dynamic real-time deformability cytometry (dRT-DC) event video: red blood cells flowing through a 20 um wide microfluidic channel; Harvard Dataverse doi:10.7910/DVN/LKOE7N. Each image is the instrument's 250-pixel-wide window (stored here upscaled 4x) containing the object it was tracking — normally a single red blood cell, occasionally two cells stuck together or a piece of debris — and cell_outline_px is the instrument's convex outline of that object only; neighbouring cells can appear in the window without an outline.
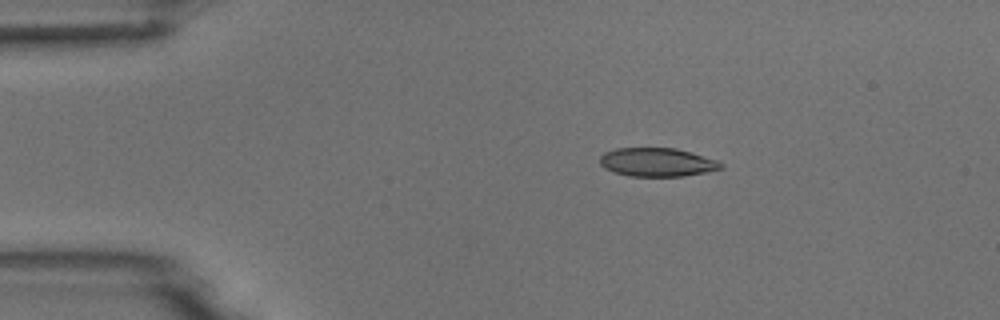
{"species": "common noctule bat (a hibernating species)", "species_latin": "Nyctalus noctula", "temperature_condition": "room temperature", "stored_images_in_passage": 5, "camera_frame_rate_fps": 3000, "um_per_image_px": 0.085, "animal": {"sex": "male", "body_mass_g": 18.8}, "frame": {"image": 1, "passage_image": 3, "time_ms": 2.333, "image_size_px": [1000, 320], "cell_outline_px": [[724, 168], [684, 176], [628, 176], [604, 168], [600, 164], [600, 156], [604, 152], [616, 148], [676, 148], [692, 152], [720, 160], [724, 164]], "centroid_in_image_um": [55.9, 13.78], "position_along_channel_um": 29.1, "area_um2": 20.35}}